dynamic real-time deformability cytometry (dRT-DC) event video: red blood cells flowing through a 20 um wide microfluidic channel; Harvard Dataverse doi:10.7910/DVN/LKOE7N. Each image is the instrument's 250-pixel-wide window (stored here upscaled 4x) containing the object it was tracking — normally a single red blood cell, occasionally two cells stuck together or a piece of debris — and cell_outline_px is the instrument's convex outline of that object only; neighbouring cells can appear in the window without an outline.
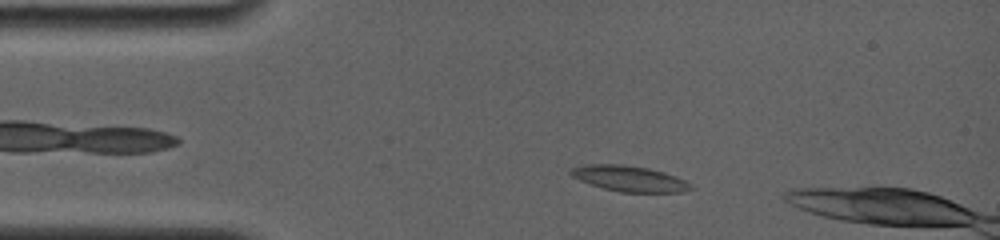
{"species": "common noctule bat (a hibernating species)", "species_latin": "Nyctalus noctula", "temperature_condition": "room temperature", "stored_images_in_passage": 20, "camera_frame_rate_fps": 4000, "um_per_image_px": 0.085, "animal": {"sex": "female", "body_mass_g": 19.0, "forearm_length_mm": 56.7}, "frame": {"image": 1, "passage_image": 5, "time_ms": 2.25, "image_size_px": [1000, 240], "cell_outline_px": [[696, 188], [684, 192], [620, 192], [604, 188], [580, 180], [572, 176], [568, 172], [568, 168], [584, 164], [624, 164], [648, 168], [664, 172], [676, 176], [692, 184]], "centroid_in_image_um": [53.51, 15.17], "position_along_channel_um": 31.5, "area_um2": 18.15}}
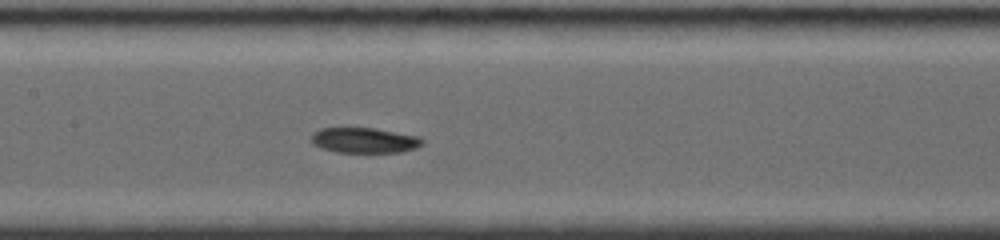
{"frame": {"image": 2, "passage_image": 13, "time_ms": 7.0, "image_size_px": [1000, 240], "cell_outline_px": [[424, 144], [416, 148], [400, 152], [336, 152], [320, 148], [312, 144], [312, 136], [320, 128], [372, 128], [420, 136], [424, 140]], "centroid_in_image_um": [31.0, 11.93], "position_along_channel_um": 176.4, "area_um2": 16.36}}
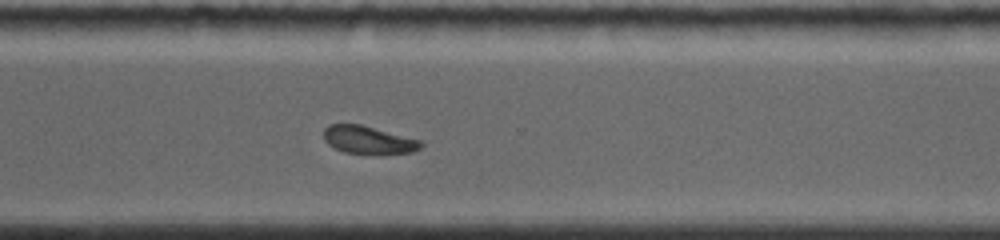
{"frame": {"image": 3, "passage_image": 20, "time_ms": 11.25, "image_size_px": [1000, 240], "cell_outline_px": [[424, 144], [420, 148], [412, 152], [344, 152], [328, 144], [324, 140], [324, 128], [328, 124], [360, 124], [420, 140]], "centroid_in_image_um": [31.27, 11.85], "position_along_channel_um": 339.3, "area_um2": 15.14}}